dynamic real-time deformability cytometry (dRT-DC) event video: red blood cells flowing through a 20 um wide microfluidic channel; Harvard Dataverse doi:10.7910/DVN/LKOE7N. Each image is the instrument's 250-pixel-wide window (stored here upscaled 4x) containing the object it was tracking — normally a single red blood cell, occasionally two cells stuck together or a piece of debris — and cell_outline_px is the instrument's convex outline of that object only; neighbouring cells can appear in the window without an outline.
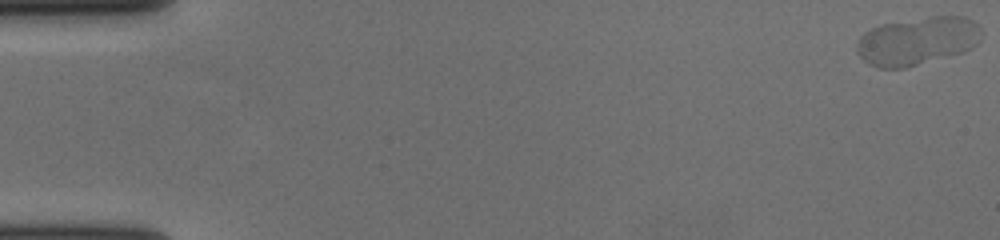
{"species": "human", "species_latin": "Homo sapiens", "temperature_condition": "cold", "stored_images_in_passage": 59, "camera_frame_rate_fps": 3000, "um_per_image_px": 0.085, "donor": {"sex": "female"}, "frame": {"image": 1, "passage_image": 1, "time_ms": 0.0, "image_size_px": [1000, 240], "cell_outline_px": [[984, 32], [980, 40], [972, 48], [964, 52], [904, 68], [880, 68], [868, 64], [856, 52], [856, 44], [860, 36], [864, 32], [880, 24], [932, 16], [964, 16], [972, 20]], "centroid_in_image_um": [77.98, 3.48], "position_along_channel_um": 7.0, "area_um2": 35.14}}
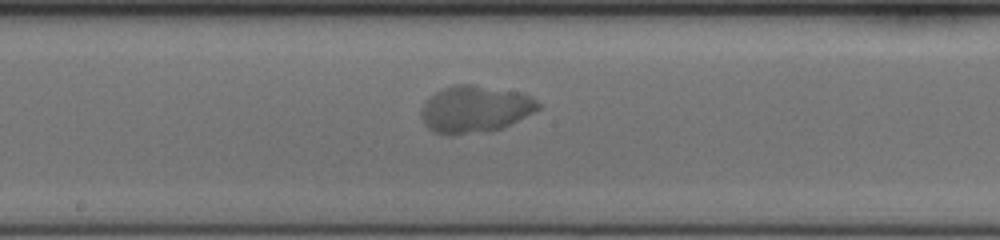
{"frame": {"image": 2, "passage_image": 32, "time_ms": 10.333, "image_size_px": [1000, 240], "cell_outline_px": [[540, 108], [504, 128], [492, 132], [452, 136], [444, 136], [432, 132], [424, 124], [420, 116], [420, 112], [424, 104], [436, 92], [444, 88], [456, 84], [472, 84], [524, 92], [532, 96], [540, 104]], "centroid_in_image_um": [40.38, 9.31], "position_along_channel_um": 207.8, "area_um2": 32.77}}
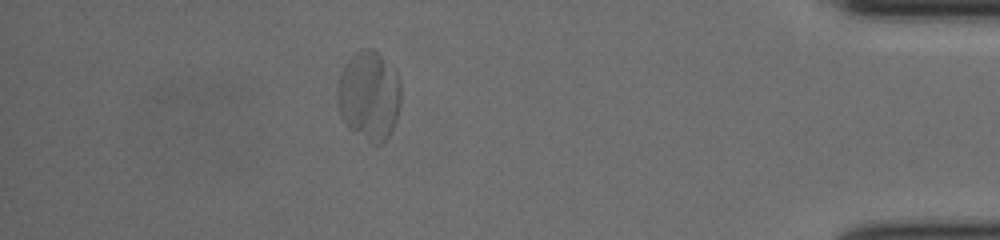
{"frame": {"image": 3, "passage_image": 52, "time_ms": 17.0, "image_size_px": [1000, 240], "cell_outline_px": [[400, 104], [396, 120], [388, 136], [380, 144], [372, 144], [348, 128], [340, 116], [336, 100], [336, 88], [340, 72], [348, 60], [356, 52], [364, 48], [372, 48], [396, 72], [400, 80]], "centroid_in_image_um": [31.33, 8.14], "position_along_channel_um": 403.9, "area_um2": 33.18}, "authors_computed_cell_mechanics": {"area_um2": 32.4836, "velocity_mm_per_s": 3.6098, "shape_relaxation_time_tau1_ms": 5.0981, "shape_relaxation_time_tau2_ms": null, "deformation_change_tau1": 0.1329, "deformation_change_tau2": null}}